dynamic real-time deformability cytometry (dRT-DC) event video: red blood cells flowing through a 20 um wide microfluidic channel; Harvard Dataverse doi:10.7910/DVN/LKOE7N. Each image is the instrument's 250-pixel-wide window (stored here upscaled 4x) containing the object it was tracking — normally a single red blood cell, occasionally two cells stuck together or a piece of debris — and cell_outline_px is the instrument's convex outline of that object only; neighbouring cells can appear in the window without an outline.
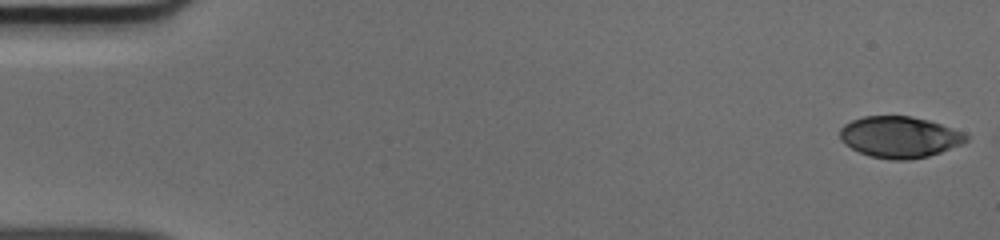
{"species": "human", "species_latin": "Homo sapiens", "temperature_condition": "cold", "stored_images_in_passage": 50, "camera_frame_rate_fps": 3000, "um_per_image_px": 0.085, "donor": {"sex": "male"}, "frame": {"image": 1, "passage_image": 1, "time_ms": 0.0, "image_size_px": [1000, 240], "cell_outline_px": [[968, 140], [964, 144], [928, 156], [908, 160], [892, 160], [868, 156], [844, 144], [840, 140], [840, 128], [844, 124], [852, 120], [864, 116], [912, 116], [928, 120], [964, 132], [968, 136]], "centroid_in_image_um": [76.46, 11.65], "position_along_channel_um": 8.5, "area_um2": 30.52}}
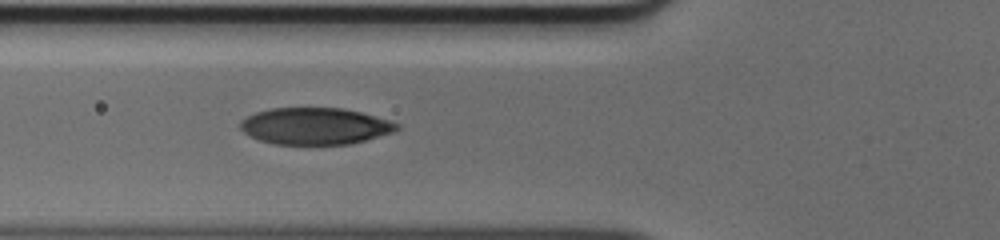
{"frame": {"image": 2, "passage_image": 19, "time_ms": 6.0, "image_size_px": [1000, 240], "cell_outline_px": [[400, 128], [392, 132], [352, 144], [272, 144], [260, 140], [244, 132], [240, 128], [240, 120], [256, 112], [272, 108], [340, 108], [360, 112], [388, 120], [400, 124]], "centroid_in_image_um": [26.77, 10.72], "position_along_channel_um": 99.0, "area_um2": 33.29}}
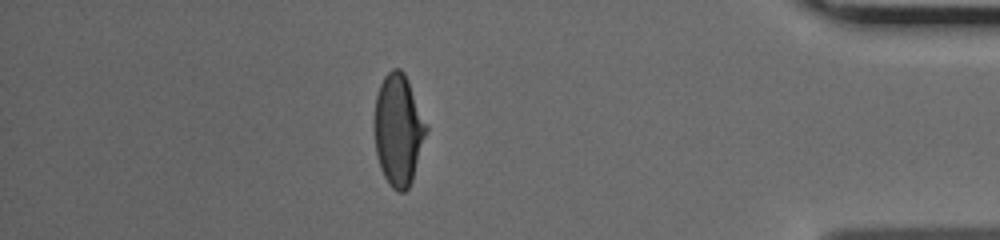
{"frame": {"image": 3, "passage_image": 44, "time_ms": 14.333, "image_size_px": [1000, 240], "cell_outline_px": [[428, 128], [412, 180], [408, 188], [404, 192], [396, 192], [388, 184], [380, 168], [376, 156], [376, 96], [380, 84], [384, 76], [392, 68], [400, 68], [404, 72], [408, 80], [428, 124]], "centroid_in_image_um": [33.88, 11.04], "position_along_channel_um": 401.3, "area_um2": 33.47}}